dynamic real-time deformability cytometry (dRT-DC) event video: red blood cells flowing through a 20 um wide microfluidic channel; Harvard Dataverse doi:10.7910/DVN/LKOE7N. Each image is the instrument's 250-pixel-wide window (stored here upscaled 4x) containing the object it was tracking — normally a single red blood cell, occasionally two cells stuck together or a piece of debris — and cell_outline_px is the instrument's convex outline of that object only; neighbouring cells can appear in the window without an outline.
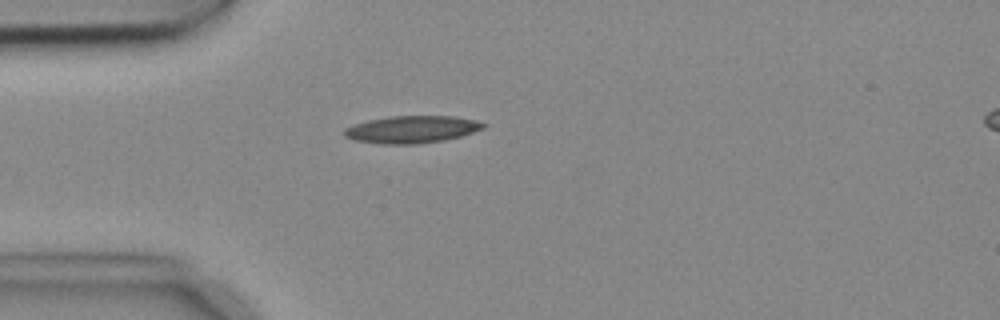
{"species": "common noctule bat (a hibernating species)", "species_latin": "Nyctalus noctula", "temperature_condition": "cold", "stored_images_in_passage": 4, "camera_frame_rate_fps": 3000, "um_per_image_px": 0.085, "animal": {"sex": "female", "body_mass_g": 18.4}, "frame": {"image": 1, "passage_image": 4, "time_ms": 1.0, "image_size_px": [1000, 320], "cell_outline_px": [[488, 124], [484, 128], [460, 136], [444, 140], [416, 144], [380, 144], [352, 140], [344, 136], [344, 128], [352, 124], [368, 120], [388, 116], [452, 116], [476, 120]], "centroid_in_image_um": [34.96, 11.0], "position_along_channel_um": 50.0, "area_um2": 22.25}}